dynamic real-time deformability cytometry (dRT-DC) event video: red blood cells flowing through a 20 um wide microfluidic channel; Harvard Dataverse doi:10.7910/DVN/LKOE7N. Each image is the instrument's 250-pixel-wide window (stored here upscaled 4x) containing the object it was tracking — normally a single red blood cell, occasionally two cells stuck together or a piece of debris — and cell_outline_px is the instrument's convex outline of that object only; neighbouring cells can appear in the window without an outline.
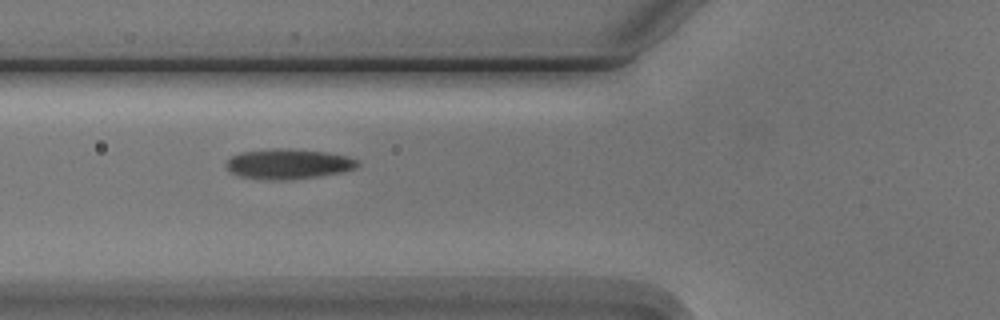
{"species": "Egyptian fruit bat (a non-hibernating species)", "species_latin": "Rousettus aegyptiacus", "temperature_condition": "cold", "stored_images_in_passage": 6, "camera_frame_rate_fps": 3000, "um_per_image_px": 0.085, "animal": {"sex": "male"}, "frame": {"image": 1, "passage_image": 5, "time_ms": 5.667, "image_size_px": [1000, 320], "cell_outline_px": [[360, 164], [356, 168], [340, 172], [320, 176], [288, 180], [268, 180], [240, 176], [232, 172], [224, 164], [232, 156], [240, 152], [272, 148], [288, 148], [324, 152], [348, 156], [356, 160]], "centroid_in_image_um": [24.49, 13.93], "position_along_channel_um": 101.3, "area_um2": 23.06}}
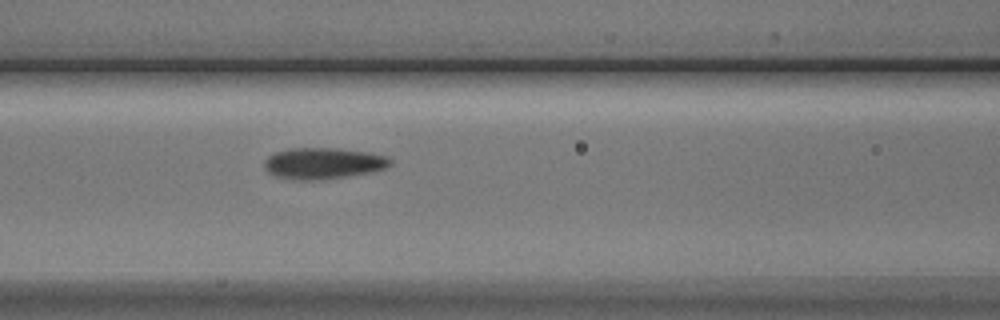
{"frame": {"image": 2, "passage_image": 6, "time_ms": 6.667, "image_size_px": [1000, 320], "cell_outline_px": [[392, 164], [384, 168], [372, 172], [328, 180], [292, 180], [272, 176], [264, 168], [264, 160], [268, 156], [276, 152], [288, 148], [340, 148], [368, 152], [384, 156], [392, 160]], "centroid_in_image_um": [27.43, 13.9], "position_along_channel_um": 139.2, "area_um2": 23.41}}